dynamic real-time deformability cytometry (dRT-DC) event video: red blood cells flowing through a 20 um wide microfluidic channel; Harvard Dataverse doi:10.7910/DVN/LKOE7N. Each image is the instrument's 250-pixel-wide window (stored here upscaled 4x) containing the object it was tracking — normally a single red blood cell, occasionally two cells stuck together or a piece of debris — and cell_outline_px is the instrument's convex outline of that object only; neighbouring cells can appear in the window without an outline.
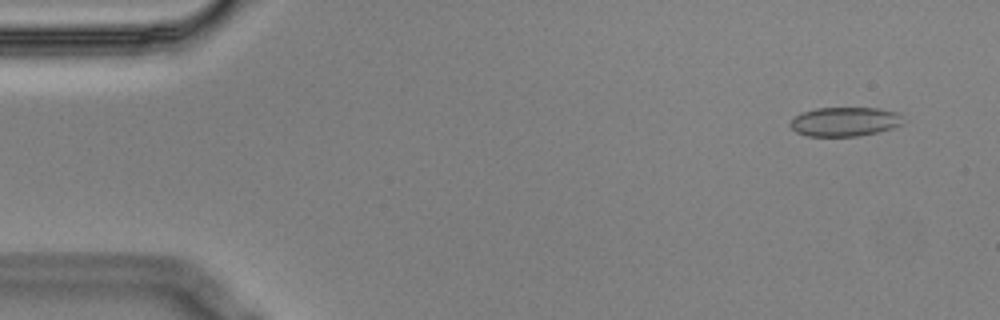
{"species": "Egyptian fruit bat (a non-hibernating species)", "species_latin": "Rousettus aegyptiacus", "temperature_condition": "cold", "stored_images_in_passage": 53, "camera_frame_rate_fps": 3000, "um_per_image_px": 0.085, "animal": {"sex": "male"}, "frame": {"image": 1, "passage_image": 4, "time_ms": 1.0, "image_size_px": [1000, 320], "cell_outline_px": [[904, 124], [892, 128], [876, 132], [856, 136], [808, 136], [796, 132], [788, 124], [796, 116], [804, 112], [816, 108], [880, 108], [896, 112], [900, 116]], "centroid_in_image_um": [71.8, 10.34], "position_along_channel_um": 13.2, "area_um2": 19.02}}
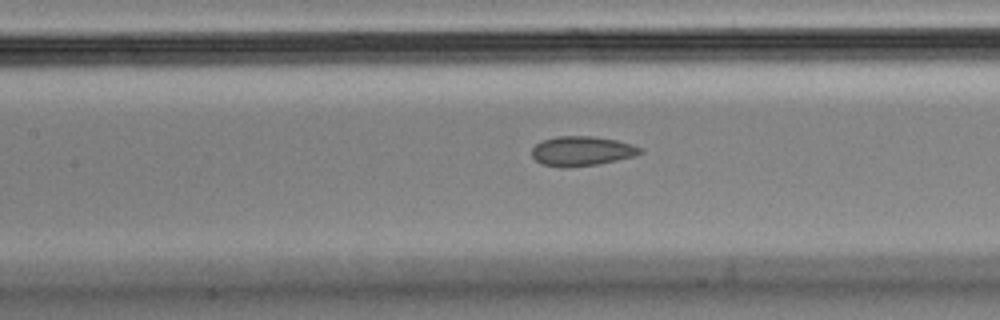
{"frame": {"image": 2, "passage_image": 25, "time_ms": 8.0, "image_size_px": [1000, 320], "cell_outline_px": [[644, 152], [632, 156], [616, 160], [596, 164], [568, 168], [564, 168], [540, 164], [532, 156], [532, 148], [536, 144], [544, 140], [556, 136], [592, 136], [616, 140], [632, 144], [644, 148]], "centroid_in_image_um": [49.44, 12.84], "position_along_channel_um": 158.0, "area_um2": 18.73}}
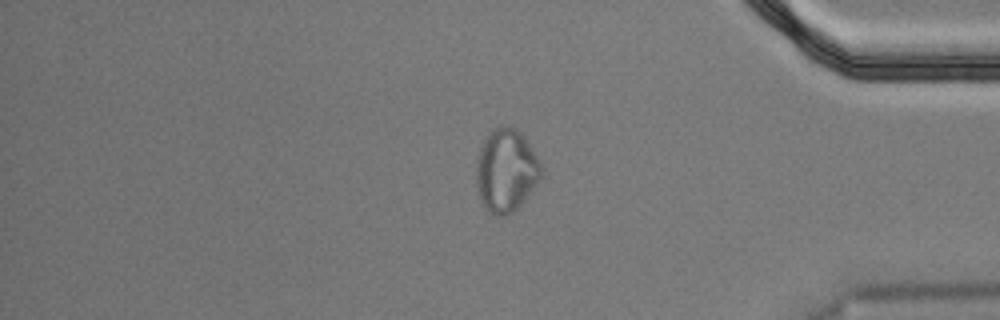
{"frame": {"image": 3, "passage_image": 47, "time_ms": 15.333, "image_size_px": [1000, 320], "cell_outline_px": [[544, 172], [536, 184], [520, 204], [512, 212], [504, 216], [496, 216], [488, 212], [484, 208], [476, 184], [476, 168], [480, 144], [484, 136], [488, 132], [496, 128], [512, 128], [520, 132], [524, 136], [544, 168]], "centroid_in_image_um": [43.0, 14.5], "position_along_channel_um": 392.2, "area_um2": 31.27}}